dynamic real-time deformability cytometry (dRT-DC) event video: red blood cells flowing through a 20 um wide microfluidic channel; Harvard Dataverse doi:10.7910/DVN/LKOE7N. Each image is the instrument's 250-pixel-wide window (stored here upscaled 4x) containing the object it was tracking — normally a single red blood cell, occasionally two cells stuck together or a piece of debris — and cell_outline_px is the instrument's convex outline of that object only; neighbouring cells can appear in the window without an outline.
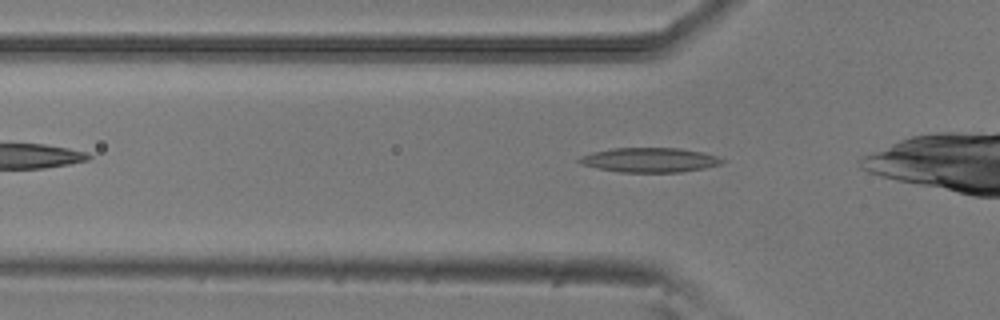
{"species": "common noctule bat (a hibernating species)", "species_latin": "Nyctalus noctula", "temperature_condition": "room temperature", "stored_images_in_passage": 3, "camera_frame_rate_fps": 3000, "um_per_image_px": 0.085, "animal": {"sex": "male", "body_mass_g": 20.5, "forearm_length_mm": 52.5}, "frame": {"image": 1, "passage_image": 3, "time_ms": 0.667, "image_size_px": [1000, 320], "cell_outline_px": [[724, 160], [720, 164], [704, 168], [680, 172], [620, 172], [596, 168], [580, 164], [576, 160], [580, 156], [592, 152], [612, 148], [680, 148], [704, 152], [716, 156]], "centroid_in_image_um": [55.17, 13.59], "position_along_channel_um": 70.6, "area_um2": 20.46}}